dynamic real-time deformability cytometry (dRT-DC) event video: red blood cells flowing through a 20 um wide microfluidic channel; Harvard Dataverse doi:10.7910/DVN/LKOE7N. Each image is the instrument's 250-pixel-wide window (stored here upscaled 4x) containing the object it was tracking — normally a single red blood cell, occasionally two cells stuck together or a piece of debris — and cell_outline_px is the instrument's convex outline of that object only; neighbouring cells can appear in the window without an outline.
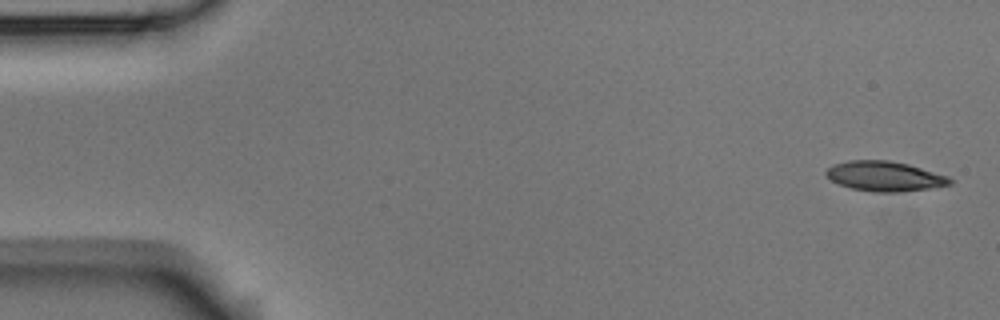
{"species": "Egyptian fruit bat (a non-hibernating species)", "species_latin": "Rousettus aegyptiacus", "temperature_condition": "room temperature", "stored_images_in_passage": 5, "camera_frame_rate_fps": 3000, "um_per_image_px": 0.085, "animal": {"sex": "male"}, "frame": {"image": 1, "passage_image": 1, "time_ms": 0.0, "image_size_px": [1000, 320], "cell_outline_px": [[952, 184], [928, 188], [900, 192], [872, 192], [852, 188], [840, 184], [832, 180], [824, 172], [832, 164], [848, 160], [888, 160], [908, 164], [948, 176], [952, 180]], "centroid_in_image_um": [75.18, 14.97], "position_along_channel_um": 9.8, "area_um2": 21.44}}
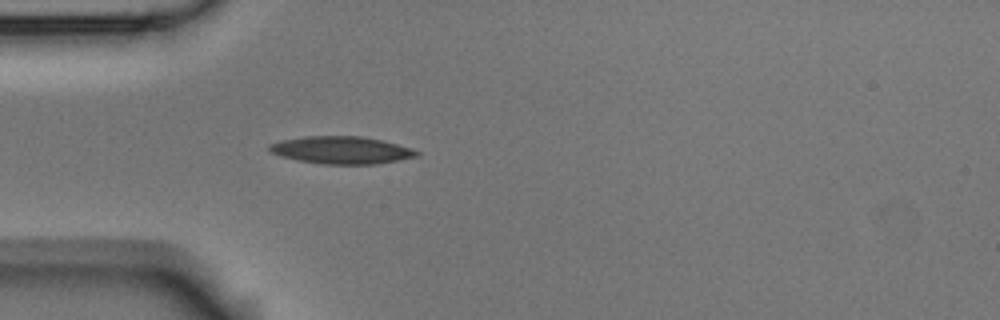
{"frame": {"image": 2, "passage_image": 5, "time_ms": 4.667, "image_size_px": [1000, 320], "cell_outline_px": [[420, 152], [416, 156], [376, 164], [320, 164], [296, 160], [280, 156], [268, 152], [268, 144], [280, 140], [304, 136], [364, 136], [384, 140], [412, 148]], "centroid_in_image_um": [28.96, 12.75], "position_along_channel_um": 56.0, "area_um2": 23.81}}